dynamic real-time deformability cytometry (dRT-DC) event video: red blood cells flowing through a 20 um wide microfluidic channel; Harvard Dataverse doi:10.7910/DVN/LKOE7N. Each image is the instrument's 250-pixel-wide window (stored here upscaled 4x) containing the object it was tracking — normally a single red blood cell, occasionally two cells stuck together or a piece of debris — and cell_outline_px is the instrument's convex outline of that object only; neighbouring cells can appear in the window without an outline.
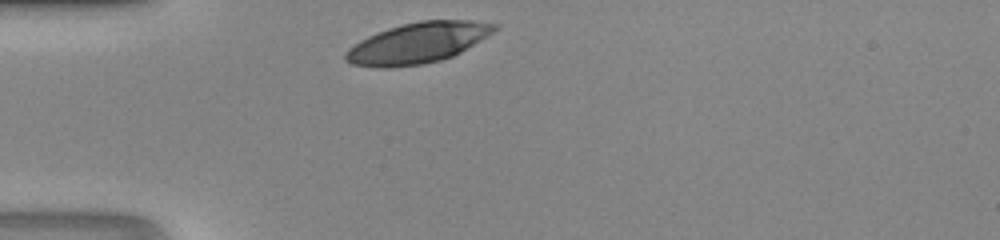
{"species": "human", "species_latin": "Homo sapiens", "temperature_condition": "room temperature", "stored_images_in_passage": 25, "camera_frame_rate_fps": 3000, "um_per_image_px": 0.085, "donor": {"sex": "male"}, "frame": {"image": 1, "passage_image": 1, "time_ms": 0.0, "image_size_px": [1000, 240], "cell_outline_px": [[500, 28], [460, 52], [452, 56], [440, 60], [424, 64], [388, 68], [380, 68], [352, 64], [344, 60], [344, 52], [348, 48], [360, 40], [368, 36], [388, 28], [420, 20], [472, 20], [500, 24]], "centroid_in_image_um": [35.5, 3.65], "position_along_channel_um": 49.5, "area_um2": 35.32}}
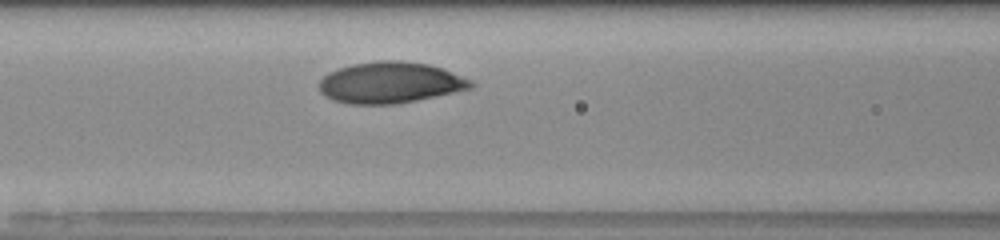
{"frame": {"image": 2, "passage_image": 8, "time_ms": 2.333, "image_size_px": [1000, 240], "cell_outline_px": [[472, 88], [416, 100], [392, 104], [348, 104], [332, 100], [324, 96], [320, 92], [320, 80], [328, 72], [352, 64], [376, 60], [400, 60], [428, 64], [440, 68], [472, 80]], "centroid_in_image_um": [33.11, 7.02], "position_along_channel_um": 133.5, "area_um2": 36.24}}